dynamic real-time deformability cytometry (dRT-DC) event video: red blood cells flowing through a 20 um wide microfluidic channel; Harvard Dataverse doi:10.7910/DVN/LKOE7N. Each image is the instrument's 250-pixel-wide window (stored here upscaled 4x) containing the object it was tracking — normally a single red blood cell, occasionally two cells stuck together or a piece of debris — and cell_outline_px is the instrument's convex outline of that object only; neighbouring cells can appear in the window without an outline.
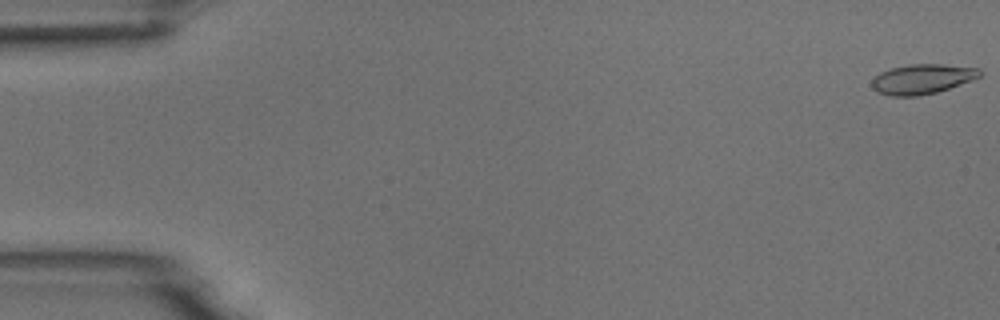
{"species": "common noctule bat (a hibernating species)", "species_latin": "Nyctalus noctula", "temperature_condition": "room temperature", "stored_images_in_passage": 55, "camera_frame_rate_fps": 3000, "um_per_image_px": 0.085, "animal": {"sex": "male", "body_mass_g": 18.8}, "frame": {"image": 1, "passage_image": 1, "time_ms": 0.0, "image_size_px": [1000, 320], "cell_outline_px": [[980, 76], [972, 80], [936, 92], [916, 96], [888, 96], [876, 92], [872, 88], [872, 80], [880, 72], [888, 68], [908, 64], [944, 64], [980, 68]], "centroid_in_image_um": [78.34, 6.71], "position_along_channel_um": 6.7, "area_um2": 18.84}}
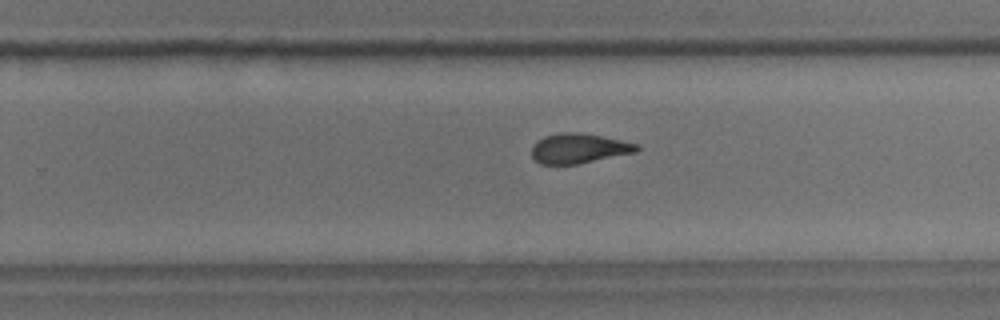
{"frame": {"image": 2, "passage_image": 35, "time_ms": 11.333, "image_size_px": [1000, 320], "cell_outline_px": [[640, 148], [636, 152], [576, 164], [540, 164], [532, 156], [532, 148], [536, 140], [544, 136], [560, 132], [580, 132], [640, 144]], "centroid_in_image_um": [49.19, 12.6], "position_along_channel_um": 280.6, "area_um2": 18.21}}
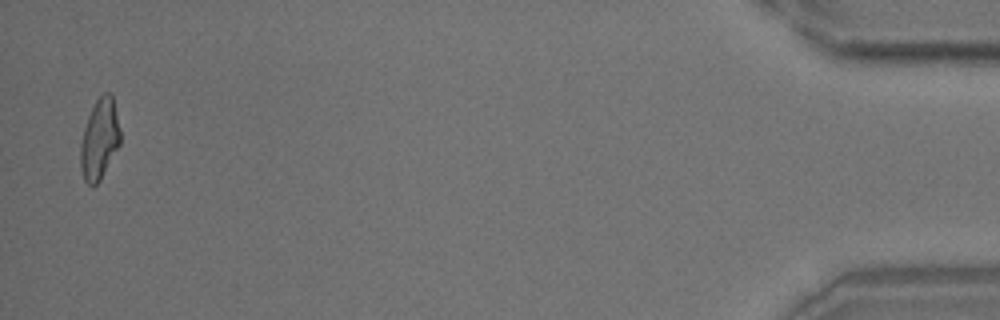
{"frame": {"image": 3, "passage_image": 54, "time_ms": 17.667, "image_size_px": [1000, 320], "cell_outline_px": [[120, 144], [100, 180], [92, 188], [84, 180], [80, 168], [80, 144], [84, 128], [88, 116], [96, 100], [104, 92], [108, 92], [112, 96], [120, 128]], "centroid_in_image_um": [8.45, 11.86], "position_along_channel_um": 426.8, "area_um2": 18.61}, "authors_computed_cell_mechanics": {"area_um2": 19.0162, "velocity_mm_per_s": 3.7051, "shape_relaxation_time_tau1_ms": 6.4386, "shape_relaxation_time_tau2_ms": 2.4919, "deformation_change_tau1": 0.179, "deformation_change_tau2": 0.0984}}